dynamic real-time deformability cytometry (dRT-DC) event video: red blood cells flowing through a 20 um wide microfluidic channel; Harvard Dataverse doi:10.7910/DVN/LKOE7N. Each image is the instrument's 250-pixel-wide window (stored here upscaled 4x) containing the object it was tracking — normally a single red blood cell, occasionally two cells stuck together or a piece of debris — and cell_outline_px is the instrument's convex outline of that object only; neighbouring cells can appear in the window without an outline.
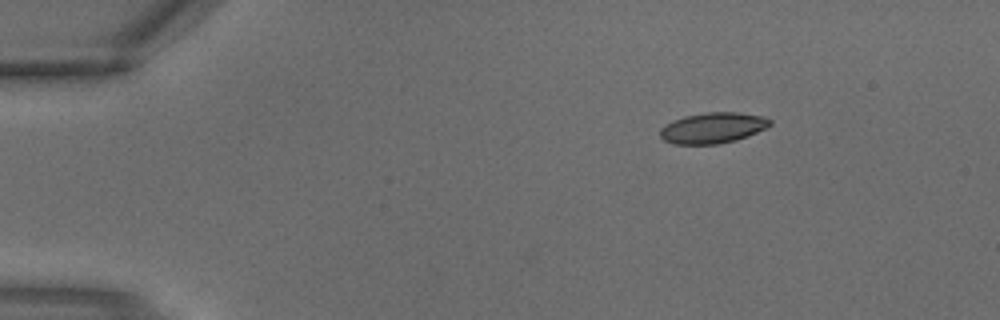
{"species": "common noctule bat (a hibernating species)", "species_latin": "Nyctalus noctula", "temperature_condition": "warm", "stored_images_in_passage": 3, "segment_of_instrument_passage": [1, 2], "camera_frame_rate_fps": 3000, "um_per_image_px": 0.085, "animal": {"sex": "male", "body_mass_g": 18.8}, "frame": {"image": 1, "passage_image": 1, "time_ms": 0.0, "image_size_px": [1000, 320], "cell_outline_px": [[772, 124], [748, 136], [736, 140], [720, 144], [676, 144], [664, 140], [660, 136], [660, 128], [672, 120], [684, 116], [708, 112], [736, 112], [764, 116], [772, 120]], "centroid_in_image_um": [60.59, 10.87], "position_along_channel_um": 24.4, "area_um2": 19.71}}